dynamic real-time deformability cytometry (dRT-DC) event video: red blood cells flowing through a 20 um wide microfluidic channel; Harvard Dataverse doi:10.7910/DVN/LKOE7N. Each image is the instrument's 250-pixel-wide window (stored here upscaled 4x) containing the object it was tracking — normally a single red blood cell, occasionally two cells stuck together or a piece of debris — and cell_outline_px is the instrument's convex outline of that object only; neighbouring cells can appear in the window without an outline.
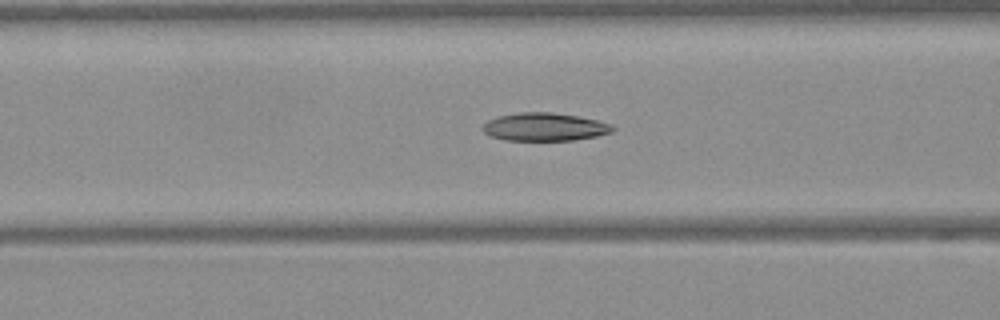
{"species": "Egyptian fruit bat (a non-hibernating species)", "species_latin": "Rousettus aegyptiacus", "temperature_condition": "warm", "stored_images_in_passage": 48, "camera_frame_rate_fps": 3000, "um_per_image_px": 0.085, "frame": {"image": 1, "passage_image": 19, "time_ms": 6.0, "image_size_px": [1000, 320], "cell_outline_px": [[616, 128], [612, 132], [596, 136], [572, 140], [504, 140], [488, 136], [480, 128], [488, 120], [496, 116], [516, 112], [552, 112], [576, 116], [596, 120], [612, 124]], "centroid_in_image_um": [46.24, 10.78], "position_along_channel_um": 120.4, "area_um2": 21.39}}
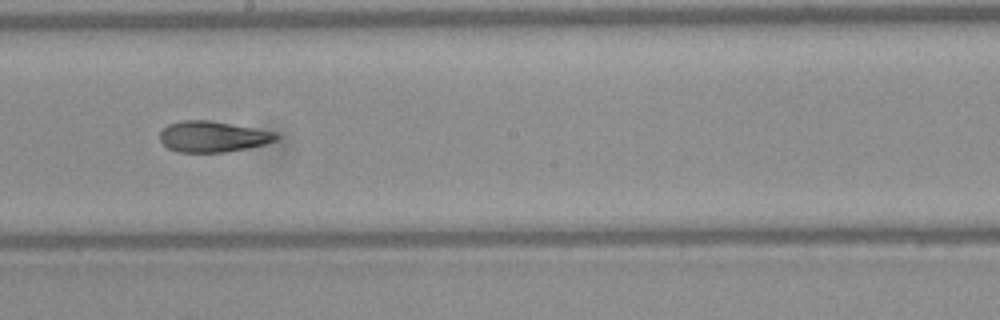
{"frame": {"image": 2, "passage_image": 27, "time_ms": 8.667, "image_size_px": [1000, 320], "cell_outline_px": [[280, 136], [276, 140], [264, 144], [248, 148], [224, 152], [180, 152], [168, 148], [160, 140], [160, 132], [168, 124], [184, 120], [208, 120], [276, 132]], "centroid_in_image_um": [18.09, 11.61], "position_along_channel_um": 230.1, "area_um2": 20.75}}
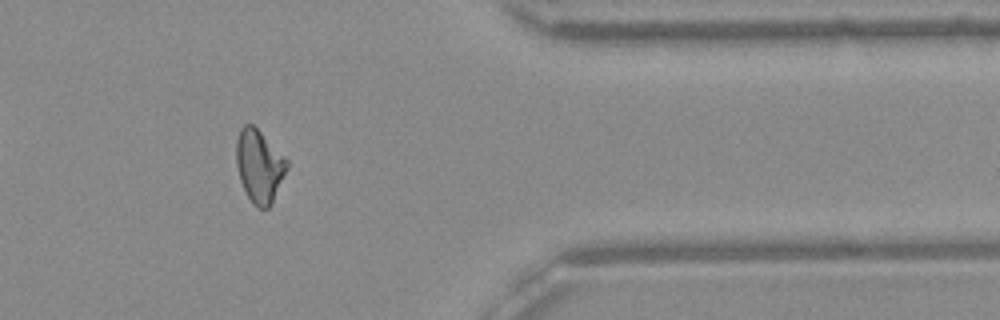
{"frame": {"image": 3, "passage_image": 40, "time_ms": 13.0, "image_size_px": [1000, 320], "cell_outline_px": [[288, 168], [268, 208], [256, 208], [252, 204], [240, 180], [236, 164], [236, 140], [240, 128], [244, 124], [252, 124], [288, 160]], "centroid_in_image_um": [22.02, 14.1], "position_along_channel_um": 389.4, "area_um2": 21.15}, "authors_computed_cell_mechanics": {"area_um2": 21.964, "velocity_mm_per_s": 4.1187, "shape_relaxation_time_tau1_ms": 8.6576, "shape_relaxation_time_tau2_ms": 2.8377, "deformation_change_tau1": 0.2231, "deformation_change_tau2": 0.0936}}